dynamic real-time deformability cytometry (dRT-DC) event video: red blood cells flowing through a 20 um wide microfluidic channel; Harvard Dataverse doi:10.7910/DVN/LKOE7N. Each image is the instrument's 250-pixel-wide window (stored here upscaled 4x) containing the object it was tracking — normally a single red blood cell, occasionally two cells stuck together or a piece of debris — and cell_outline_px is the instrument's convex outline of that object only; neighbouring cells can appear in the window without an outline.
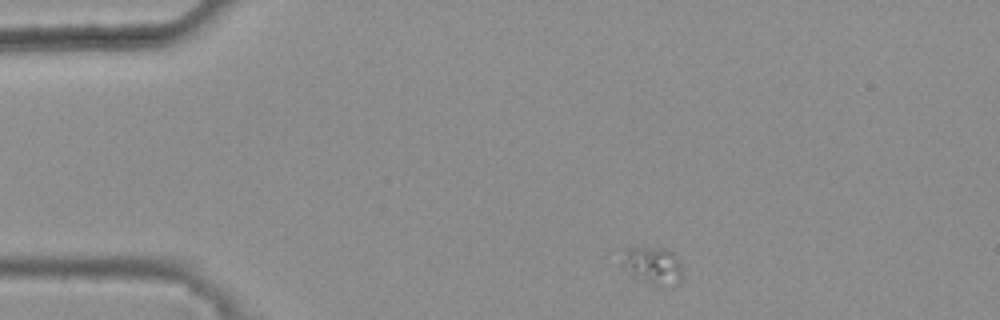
{"species": "common noctule bat (a hibernating species)", "species_latin": "Nyctalus noctula", "temperature_condition": "warm", "stored_images_in_passage": 3, "camera_frame_rate_fps": 3000, "um_per_image_px": 0.085, "animal": {"sex": "female", "body_mass_g": 25.1}, "frame": {"image": 1, "passage_image": 1, "time_ms": 0.0, "image_size_px": [1000, 320], "cell_outline_px": [[680, 280], [672, 288], [656, 288], [632, 276], [616, 264], [616, 248], [664, 248], [672, 252], [676, 256], [680, 264]], "centroid_in_image_um": [55.29, 22.59], "position_along_channel_um": 29.7, "area_um2": 14.51}}